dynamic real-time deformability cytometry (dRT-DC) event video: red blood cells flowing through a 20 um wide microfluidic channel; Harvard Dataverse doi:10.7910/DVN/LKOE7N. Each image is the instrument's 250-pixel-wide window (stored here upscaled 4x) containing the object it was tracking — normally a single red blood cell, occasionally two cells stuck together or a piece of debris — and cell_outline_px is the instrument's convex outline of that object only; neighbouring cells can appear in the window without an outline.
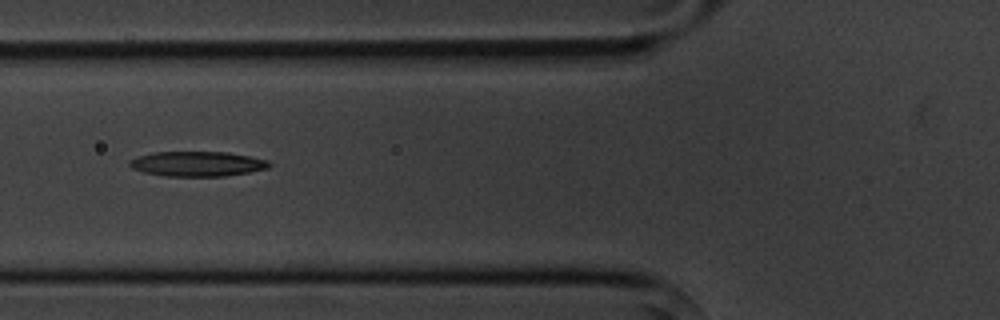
{"species": "common noctule bat (a hibernating species)", "species_latin": "Nyctalus noctula", "temperature_condition": "cold", "stored_images_in_passage": 14, "camera_frame_rate_fps": 3000, "um_per_image_px": 0.085, "animal": {"sex": "male", "body_mass_g": 20.1, "forearm_length_mm": 53.5}, "frame": {"image": 1, "passage_image": 5, "time_ms": 5.667, "image_size_px": [1000, 320], "cell_outline_px": [[272, 164], [268, 168], [248, 172], [224, 176], [164, 176], [144, 172], [132, 168], [128, 164], [128, 160], [152, 152], [228, 152], [268, 160]], "centroid_in_image_um": [16.76, 13.92], "position_along_channel_um": 109.0, "area_um2": 20.23}}
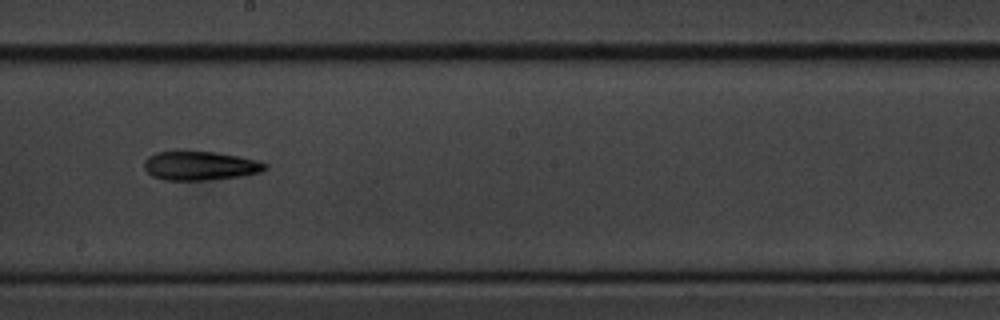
{"frame": {"image": 2, "passage_image": 8, "time_ms": 9.0, "image_size_px": [1000, 320], "cell_outline_px": [[268, 168], [264, 172], [244, 176], [212, 180], [164, 180], [152, 176], [144, 168], [144, 160], [148, 156], [156, 152], [216, 152], [240, 156], [256, 160], [268, 164]], "centroid_in_image_um": [17.07, 14.1], "position_along_channel_um": 231.1, "area_um2": 20.63}}
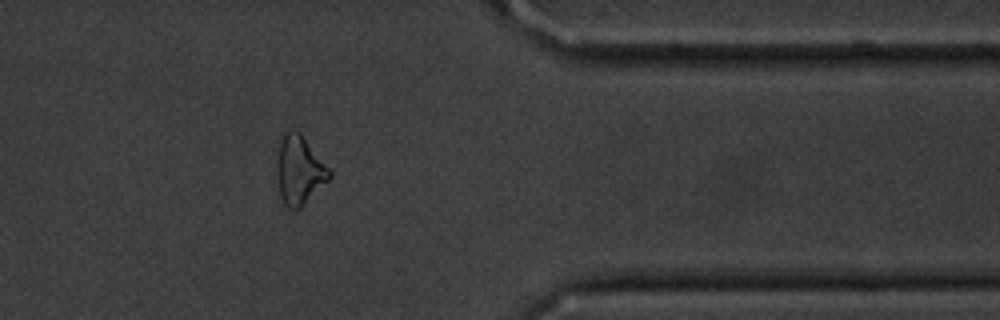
{"frame": {"image": 3, "passage_image": 12, "time_ms": 13.667, "image_size_px": [1000, 320], "cell_outline_px": [[332, 176], [300, 208], [288, 208], [284, 204], [280, 196], [276, 176], [276, 168], [280, 132], [284, 128], [300, 132], [332, 172]], "centroid_in_image_um": [25.39, 14.4], "position_along_channel_um": 386.0, "area_um2": 21.27}, "authors_computed_cell_mechanics": {"area_um2": 19.941, "velocity_mm_per_s": 3.6412, "shape_relaxation_time_tau1_ms": 3.8709, "shape_relaxation_time_tau2_ms": null, "deformation_change_tau1": 0.106, "deformation_change_tau2": null}}